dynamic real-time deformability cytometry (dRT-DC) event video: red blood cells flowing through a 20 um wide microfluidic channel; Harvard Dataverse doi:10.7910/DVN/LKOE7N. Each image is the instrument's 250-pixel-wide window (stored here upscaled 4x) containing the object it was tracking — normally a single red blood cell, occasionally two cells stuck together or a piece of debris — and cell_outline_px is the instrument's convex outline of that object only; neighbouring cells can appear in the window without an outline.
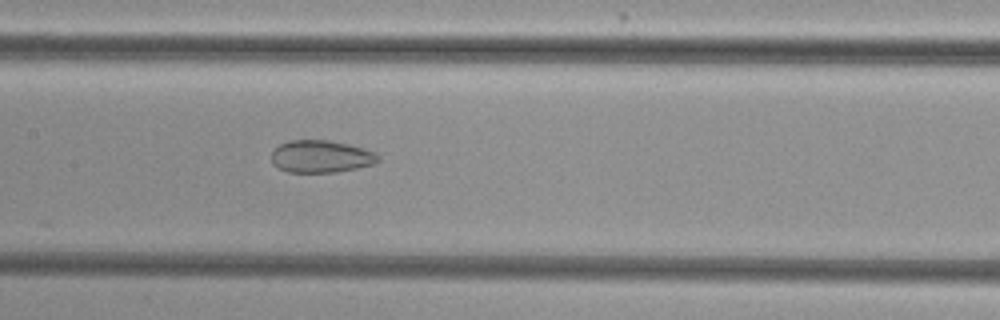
{"species": "common noctule bat (a hibernating species)", "species_latin": "Nyctalus noctula", "temperature_condition": "cold", "stored_images_in_passage": 48, "camera_frame_rate_fps": 3000, "um_per_image_px": 0.085, "animal": {"sex": "female", "body_mass_g": 29.2, "forearm_length_mm": 56.3}, "frame": {"image": 1, "passage_image": 21, "time_ms": 6.667, "image_size_px": [1000, 320], "cell_outline_px": [[380, 160], [376, 164], [336, 172], [288, 172], [272, 164], [272, 152], [280, 144], [288, 140], [328, 140], [348, 144], [364, 148], [376, 152], [380, 156]], "centroid_in_image_um": [27.32, 13.3], "position_along_channel_um": 180.1, "area_um2": 20.23}}
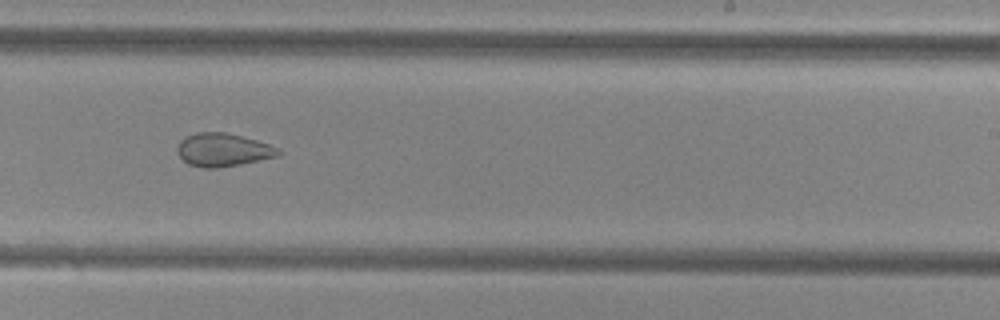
{"frame": {"image": 2, "passage_image": 28, "time_ms": 9.0, "image_size_px": [1000, 320], "cell_outline_px": [[280, 152], [276, 156], [240, 164], [220, 168], [204, 168], [188, 164], [180, 156], [176, 148], [180, 140], [196, 132], [224, 132], [256, 140], [280, 148]], "centroid_in_image_um": [18.92, 12.74], "position_along_channel_um": 270.1, "area_um2": 19.31}}
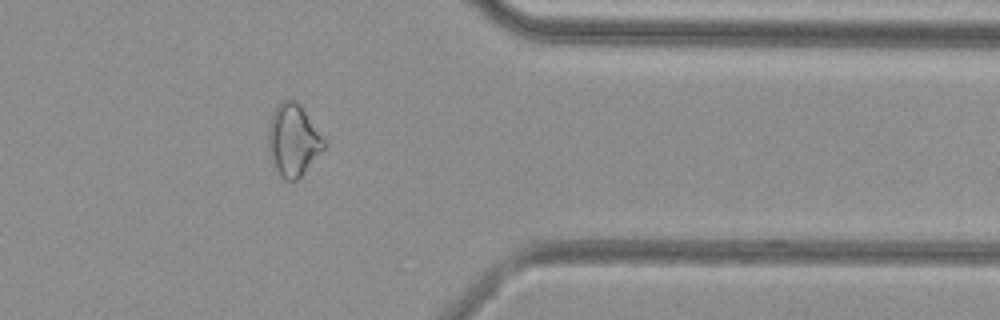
{"frame": {"image": 3, "passage_image": 38, "time_ms": 12.333, "image_size_px": [1000, 320], "cell_outline_px": [[328, 148], [296, 180], [284, 180], [272, 168], [268, 156], [268, 128], [272, 112], [276, 104], [288, 96], [296, 100], [300, 104], [328, 140]], "centroid_in_image_um": [24.95, 11.89], "position_along_channel_um": 386.5, "area_um2": 24.74}, "authors_computed_cell_mechanics": {"area_um2": 24.5939, "velocity_mm_per_s": 3.8675, "shape_relaxation_time_tau1_ms": null, "shape_relaxation_time_tau2_ms": 2.2973, "deformation_change_tau1": null, "deformation_change_tau2": 0.0872}}